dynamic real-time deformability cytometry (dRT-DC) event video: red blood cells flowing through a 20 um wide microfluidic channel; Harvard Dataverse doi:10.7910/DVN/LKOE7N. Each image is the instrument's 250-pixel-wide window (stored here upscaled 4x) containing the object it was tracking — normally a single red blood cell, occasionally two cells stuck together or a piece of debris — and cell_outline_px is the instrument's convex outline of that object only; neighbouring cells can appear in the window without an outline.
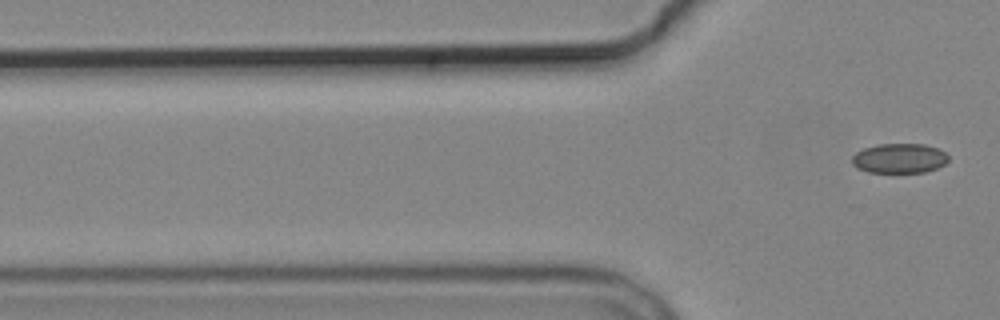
{"species": "common noctule bat (a hibernating species)", "species_latin": "Nyctalus noctula", "temperature_condition": "cold", "stored_images_in_passage": 3, "camera_frame_rate_fps": 3000, "um_per_image_px": 0.085, "animal": {"sex": "male", "body_mass_g": 19.2, "forearm_length_mm": 51.8}, "frame": {"image": 1, "passage_image": 3, "time_ms": 3.333, "image_size_px": [1000, 320], "cell_outline_px": [[948, 160], [944, 164], [936, 168], [924, 172], [868, 172], [856, 168], [852, 164], [852, 156], [856, 152], [864, 148], [880, 144], [924, 144], [940, 148], [948, 156]], "centroid_in_image_um": [76.44, 13.45], "position_along_channel_um": 49.4, "area_um2": 16.7}}